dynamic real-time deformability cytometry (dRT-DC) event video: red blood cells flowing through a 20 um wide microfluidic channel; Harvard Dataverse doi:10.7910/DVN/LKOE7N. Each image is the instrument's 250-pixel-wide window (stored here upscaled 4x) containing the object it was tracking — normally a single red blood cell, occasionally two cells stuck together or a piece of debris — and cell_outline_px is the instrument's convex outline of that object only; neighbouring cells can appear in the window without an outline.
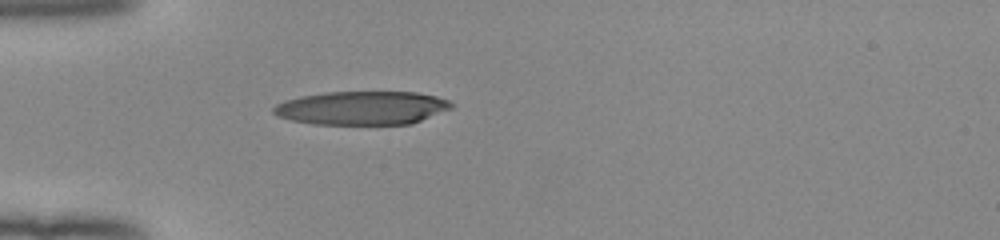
{"species": "human", "species_latin": "Homo sapiens", "temperature_condition": "room temperature", "stored_images_in_passage": 2, "camera_frame_rate_fps": 3000, "um_per_image_px": 0.085, "donor": {"sex": "female"}, "frame": {"image": 1, "passage_image": 1, "time_ms": 0.0, "image_size_px": [1000, 240], "cell_outline_px": [[444, 104], [416, 120], [396, 124], [352, 124], [356, 92], [400, 92], [428, 96], [440, 100]], "centroid_in_image_um": [33.29, 9.14], "position_along_channel_um": 51.7, "area_um2": 16.88}}